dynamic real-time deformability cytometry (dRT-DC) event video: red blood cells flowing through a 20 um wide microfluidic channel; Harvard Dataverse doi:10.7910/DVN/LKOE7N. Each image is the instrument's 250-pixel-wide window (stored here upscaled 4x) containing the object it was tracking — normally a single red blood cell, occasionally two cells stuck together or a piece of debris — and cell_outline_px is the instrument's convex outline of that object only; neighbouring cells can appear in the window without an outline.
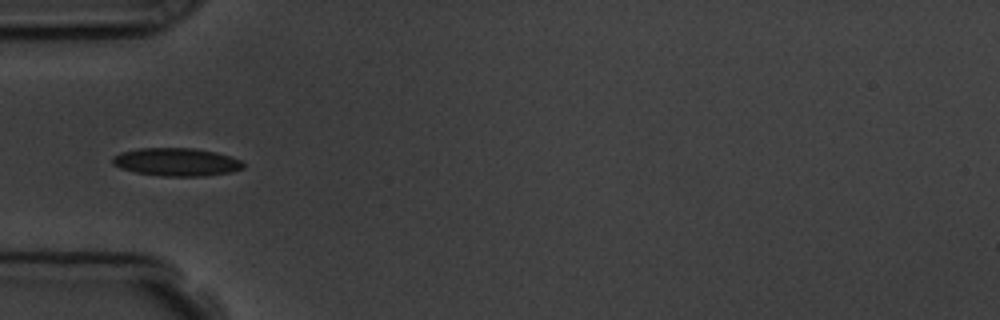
{"species": "common noctule bat (a hibernating species)", "species_latin": "Nyctalus noctula", "temperature_condition": "room temperature", "stored_images_in_passage": 5, "camera_frame_rate_fps": 3000, "um_per_image_px": 0.085, "animal": {"sex": "male", "body_mass_g": 19.5, "forearm_length_mm": 54.6}, "frame": {"image": 1, "passage_image": 2, "time_ms": 1.333, "image_size_px": [1000, 320], "cell_outline_px": [[244, 168], [232, 172], [204, 176], [160, 176], [136, 172], [120, 168], [112, 164], [112, 156], [120, 152], [140, 148], [192, 148], [216, 152], [232, 156], [240, 160], [244, 164]], "centroid_in_image_um": [15.0, 13.77], "position_along_channel_um": 70.0, "area_um2": 21.5}}